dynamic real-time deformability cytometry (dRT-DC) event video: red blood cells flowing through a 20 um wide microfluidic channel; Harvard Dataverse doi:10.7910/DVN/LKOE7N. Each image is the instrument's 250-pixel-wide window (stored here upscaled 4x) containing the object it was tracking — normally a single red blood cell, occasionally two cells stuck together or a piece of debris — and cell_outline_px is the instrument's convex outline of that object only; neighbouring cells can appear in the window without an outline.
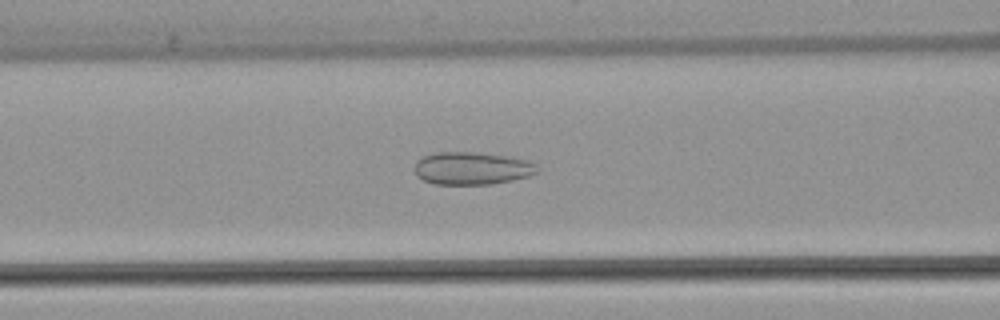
{"species": "common noctule bat (a hibernating species)", "species_latin": "Nyctalus noctula", "temperature_condition": "warm", "stored_images_in_passage": 45, "camera_frame_rate_fps": 3000, "um_per_image_px": 0.085, "animal": {"sex": "female", "body_mass_g": 22.7, "forearm_length_mm": 54.2}, "frame": {"image": 1, "passage_image": 14, "time_ms": 4.333, "image_size_px": [1000, 320], "cell_outline_px": [[540, 172], [528, 176], [512, 180], [492, 184], [432, 184], [416, 176], [416, 160], [424, 156], [436, 152], [476, 152], [508, 156], [532, 160], [540, 168]], "centroid_in_image_um": [40.18, 14.3], "position_along_channel_um": 126.4, "area_um2": 23.64}}
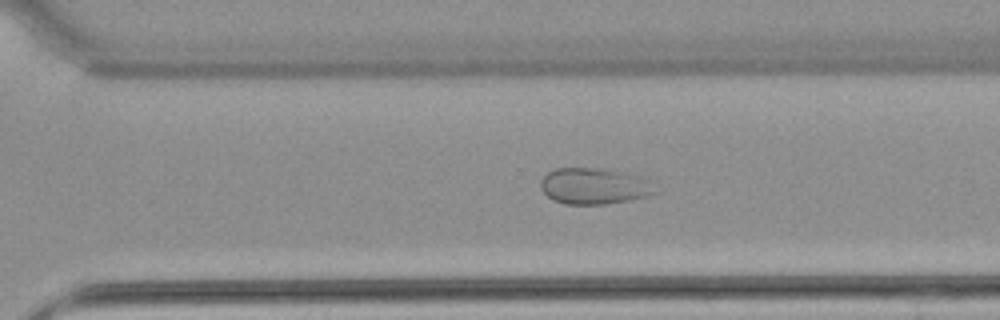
{"frame": {"image": 2, "passage_image": 29, "time_ms": 9.333, "image_size_px": [1000, 320], "cell_outline_px": [[656, 192], [644, 196], [628, 200], [604, 204], [564, 204], [552, 200], [540, 188], [540, 180], [548, 172], [556, 168], [600, 168], [624, 172], [644, 176], [648, 180]], "centroid_in_image_um": [50.46, 15.81], "position_along_channel_um": 320.1, "area_um2": 24.1}}
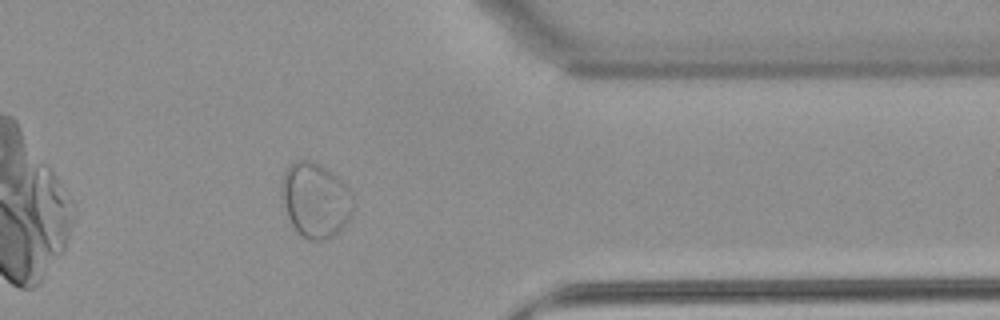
{"frame": {"image": 3, "passage_image": 35, "time_ms": 11.333, "image_size_px": [1000, 320], "cell_outline_px": [[356, 204], [352, 216], [328, 240], [308, 240], [292, 224], [288, 216], [280, 196], [280, 184], [284, 172], [288, 164], [296, 160], [312, 160], [320, 164], [340, 176], [348, 188]], "centroid_in_image_um": [26.82, 16.95], "position_along_channel_um": 384.6, "area_um2": 31.73}}